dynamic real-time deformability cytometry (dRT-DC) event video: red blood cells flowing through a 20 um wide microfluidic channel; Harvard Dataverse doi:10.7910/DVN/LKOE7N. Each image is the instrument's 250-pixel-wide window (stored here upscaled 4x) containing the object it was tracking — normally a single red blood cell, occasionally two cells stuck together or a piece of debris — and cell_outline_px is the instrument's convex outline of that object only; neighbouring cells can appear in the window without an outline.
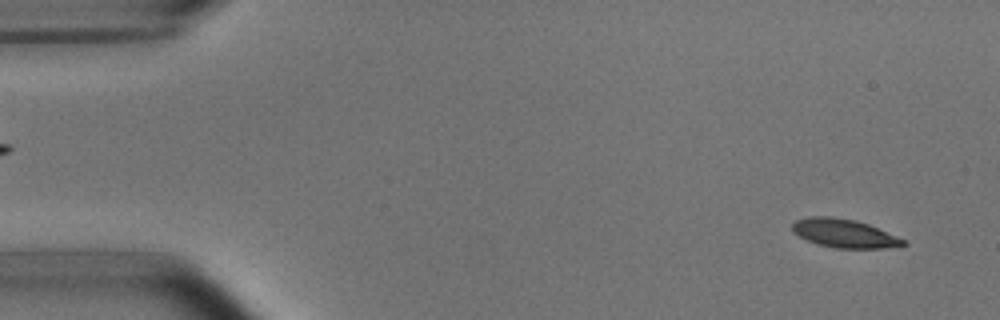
{"species": "common noctule bat (a hibernating species)", "species_latin": "Nyctalus noctula", "temperature_condition": "room temperature", "stored_images_in_passage": 50, "camera_frame_rate_fps": 3000, "um_per_image_px": 0.085, "animal": {"sex": "male", "body_mass_g": 15.6}, "frame": {"image": 1, "passage_image": 3, "time_ms": 0.667, "image_size_px": [1000, 320], "cell_outline_px": [[908, 244], [884, 248], [836, 248], [816, 244], [792, 232], [792, 224], [796, 220], [808, 216], [832, 216], [856, 220], [868, 224], [908, 240]], "centroid_in_image_um": [71.77, 19.83], "position_along_channel_um": 13.2, "area_um2": 18.61}}
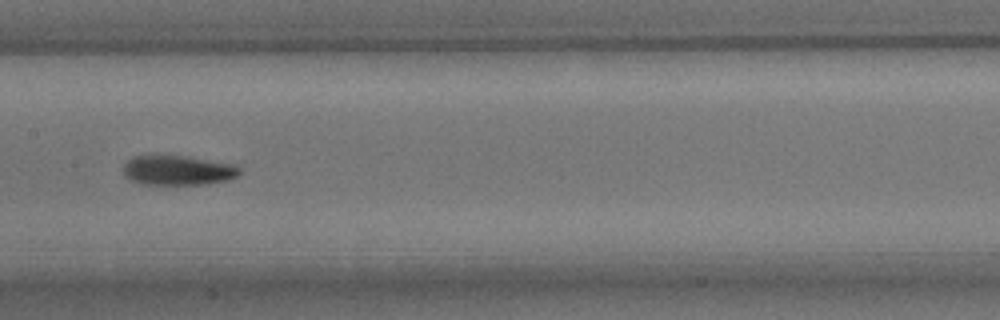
{"frame": {"image": 2, "passage_image": 26, "time_ms": 8.333, "image_size_px": [1000, 320], "cell_outline_px": [[240, 172], [236, 176], [228, 180], [204, 184], [144, 184], [132, 180], [124, 176], [124, 164], [132, 156], [184, 156], [232, 164], [240, 168]], "centroid_in_image_um": [15.1, 14.48], "position_along_channel_um": 192.3, "area_um2": 19.77}}
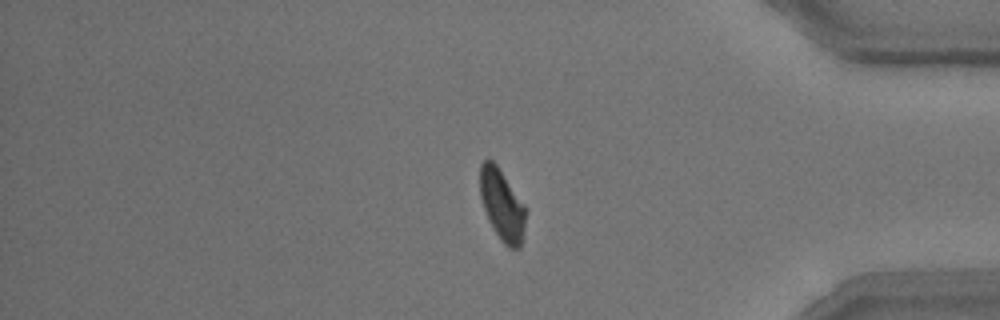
{"frame": {"image": 3, "passage_image": 44, "time_ms": 14.333, "image_size_px": [1000, 320], "cell_outline_px": [[528, 208], [520, 248], [508, 248], [500, 240], [488, 220], [480, 196], [480, 164], [484, 160], [492, 160], [496, 164]], "centroid_in_image_um": [42.69, 17.43], "position_along_channel_um": 392.5, "area_um2": 19.13}, "authors_computed_cell_mechanics": {"area_um2": 19.7098, "velocity_mm_per_s": 3.7646, "shape_relaxation_time_tau1_ms": 3.7217, "shape_relaxation_time_tau2_ms": 2.1693, "deformation_change_tau1": 0.1431, "deformation_change_tau2": 0.0782}}